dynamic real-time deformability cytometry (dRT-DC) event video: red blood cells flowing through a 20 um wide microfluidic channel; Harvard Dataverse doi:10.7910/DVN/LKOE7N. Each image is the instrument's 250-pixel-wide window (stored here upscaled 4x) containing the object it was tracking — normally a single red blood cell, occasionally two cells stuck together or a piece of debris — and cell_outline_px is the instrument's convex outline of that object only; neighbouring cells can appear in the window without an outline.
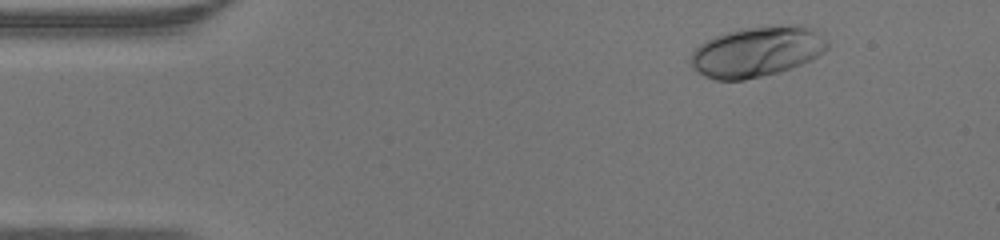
{"species": "human", "species_latin": "Homo sapiens", "temperature_condition": "warm", "stored_images_in_passage": 44, "camera_frame_rate_fps": 3000, "um_per_image_px": 0.085, "donor": {"sex": "male"}, "frame": {"image": 1, "passage_image": 3, "time_ms": 0.667, "image_size_px": [1000, 240], "cell_outline_px": [[828, 48], [812, 60], [792, 68], [780, 72], [744, 80], [716, 80], [704, 76], [692, 68], [688, 64], [688, 56], [700, 44], [716, 36], [728, 32], [748, 28], [792, 24], [800, 24], [816, 28], [824, 32], [828, 44]], "centroid_in_image_um": [64.38, 4.39], "position_along_channel_um": 20.6, "area_um2": 40.69}}
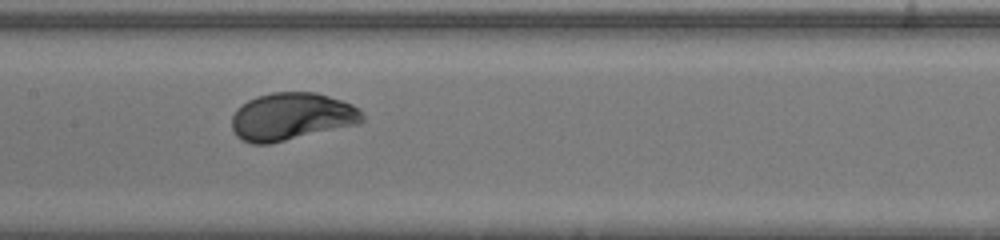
{"frame": {"image": 2, "passage_image": 20, "time_ms": 6.333, "image_size_px": [1000, 240], "cell_outline_px": [[364, 120], [360, 124], [268, 144], [252, 144], [236, 136], [232, 128], [232, 116], [236, 108], [248, 100], [256, 96], [272, 92], [316, 92], [352, 104], [360, 108], [364, 116]], "centroid_in_image_um": [24.79, 9.91], "position_along_channel_um": 182.6, "area_um2": 36.36}}
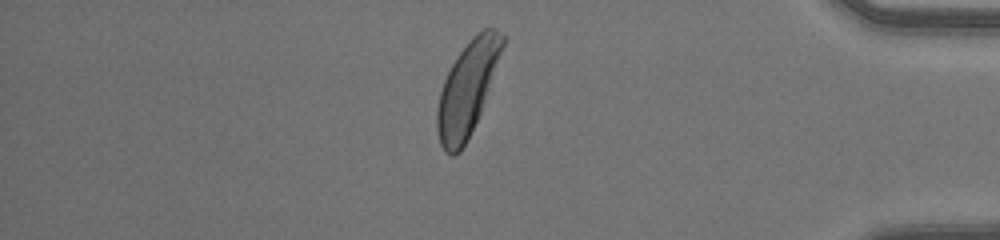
{"frame": {"image": 3, "passage_image": 37, "time_ms": 12.0, "image_size_px": [1000, 240], "cell_outline_px": [[504, 44], [480, 112], [460, 152], [452, 156], [444, 152], [440, 144], [436, 128], [436, 112], [440, 92], [444, 80], [452, 64], [460, 52], [472, 36], [476, 32], [484, 28], [496, 28], [504, 36]], "centroid_in_image_um": [39.69, 7.53], "position_along_channel_um": 395.5, "area_um2": 34.85}}